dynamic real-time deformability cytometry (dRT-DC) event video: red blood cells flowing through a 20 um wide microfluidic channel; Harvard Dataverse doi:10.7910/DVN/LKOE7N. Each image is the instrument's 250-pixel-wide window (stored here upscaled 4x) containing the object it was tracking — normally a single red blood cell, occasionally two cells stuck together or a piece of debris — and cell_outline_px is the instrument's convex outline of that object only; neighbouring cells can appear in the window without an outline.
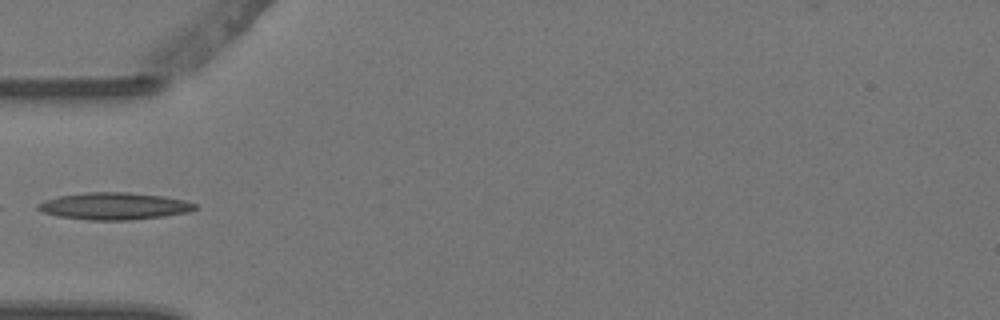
{"species": "Egyptian fruit bat (a non-hibernating species)", "species_latin": "Rousettus aegyptiacus", "temperature_condition": "warm", "stored_images_in_passage": 5, "camera_frame_rate_fps": 3000, "um_per_image_px": 0.085, "animal": {"sex": "female"}, "frame": {"image": 1, "passage_image": 4, "time_ms": 1.0, "image_size_px": [1000, 320], "cell_outline_px": [[200, 208], [188, 212], [164, 216], [132, 220], [88, 220], [60, 216], [40, 212], [36, 208], [36, 204], [44, 200], [60, 196], [84, 192], [128, 192], [164, 196], [184, 200], [196, 204]], "centroid_in_image_um": [9.71, 17.52], "position_along_channel_um": 75.3, "area_um2": 24.97}}
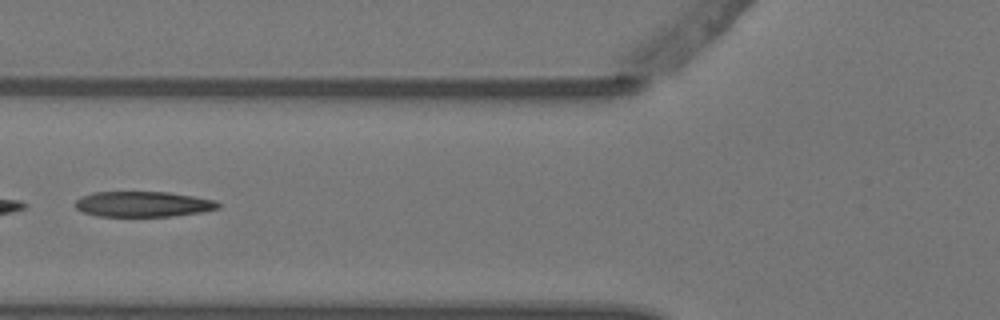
{"frame": {"image": 2, "passage_image": 5, "time_ms": 1.333, "image_size_px": [1000, 320], "cell_outline_px": [[220, 208], [200, 212], [172, 216], [96, 216], [84, 212], [76, 208], [76, 200], [92, 192], [168, 192], [216, 200], [220, 204]], "centroid_in_image_um": [12.18, 17.35], "position_along_channel_um": 113.6, "area_um2": 21.04}}